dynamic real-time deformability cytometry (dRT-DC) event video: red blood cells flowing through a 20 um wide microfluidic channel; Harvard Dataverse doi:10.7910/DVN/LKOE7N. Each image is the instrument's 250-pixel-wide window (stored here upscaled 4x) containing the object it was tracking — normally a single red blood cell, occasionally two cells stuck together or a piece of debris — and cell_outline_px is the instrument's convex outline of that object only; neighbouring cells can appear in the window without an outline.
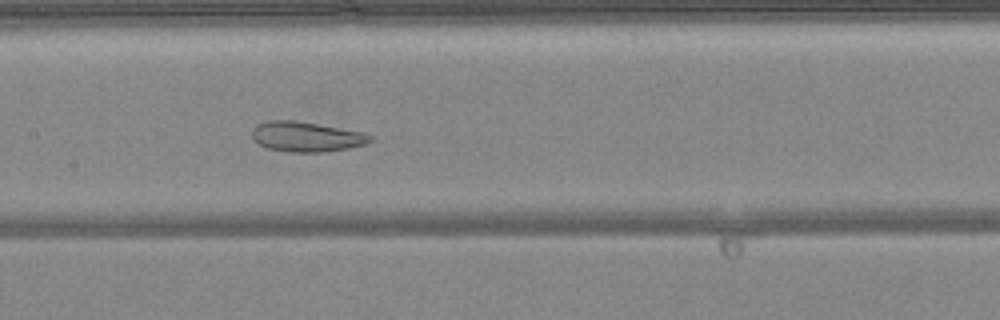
{"species": "common noctule bat (a hibernating species)", "species_latin": "Nyctalus noctula", "temperature_condition": "warm", "stored_images_in_passage": 40, "camera_frame_rate_fps": 3000, "um_per_image_px": 0.085, "animal": {"sex": "female", "body_mass_g": 24.6, "forearm_length_mm": 56.2}, "frame": {"image": 1, "passage_image": 24, "time_ms": 7.667, "image_size_px": [1000, 320], "cell_outline_px": [[372, 140], [364, 144], [348, 148], [324, 152], [288, 152], [268, 148], [252, 140], [252, 128], [256, 124], [268, 120], [296, 120], [364, 132], [372, 136]], "centroid_in_image_um": [26.0, 11.61], "position_along_channel_um": 181.4, "area_um2": 20.81}}
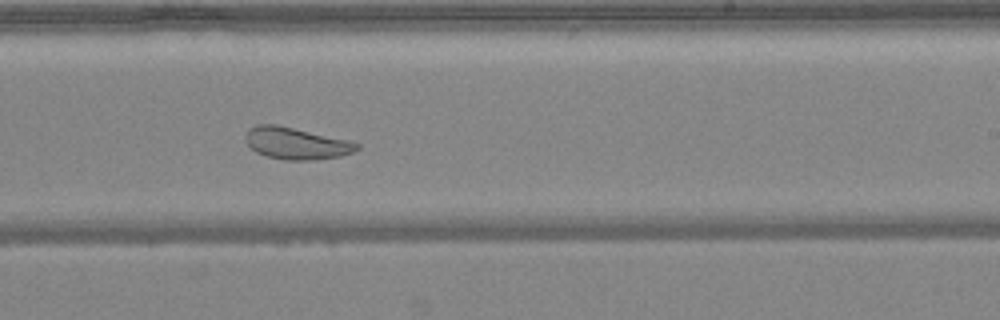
{"frame": {"image": 2, "passage_image": 30, "time_ms": 9.667, "image_size_px": [1000, 320], "cell_outline_px": [[360, 148], [352, 152], [340, 156], [312, 160], [284, 160], [268, 156], [256, 152], [244, 140], [244, 136], [248, 128], [256, 124], [276, 124], [348, 140], [360, 144]], "centroid_in_image_um": [25.14, 12.17], "position_along_channel_um": 263.9, "area_um2": 20.63}}
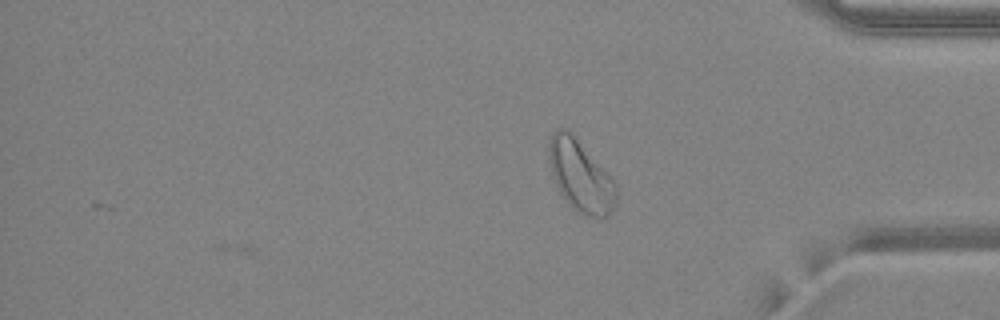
{"frame": {"image": 3, "passage_image": 40, "time_ms": 13.0, "image_size_px": [1000, 320], "cell_outline_px": [[616, 204], [608, 216], [600, 220], [584, 216], [576, 212], [564, 200], [552, 176], [548, 156], [548, 140], [552, 132], [556, 128], [564, 128], [572, 132], [616, 184]], "centroid_in_image_um": [49.32, 14.99], "position_along_channel_um": 385.9, "area_um2": 28.44}, "authors_computed_cell_mechanics": {"area_um2": 22.1085, "velocity_mm_per_s": 4.1582, "shape_relaxation_time_tau1_ms": null, "shape_relaxation_time_tau2_ms": 1.6542, "deformation_change_tau1": null, "deformation_change_tau2": 0.0713}}